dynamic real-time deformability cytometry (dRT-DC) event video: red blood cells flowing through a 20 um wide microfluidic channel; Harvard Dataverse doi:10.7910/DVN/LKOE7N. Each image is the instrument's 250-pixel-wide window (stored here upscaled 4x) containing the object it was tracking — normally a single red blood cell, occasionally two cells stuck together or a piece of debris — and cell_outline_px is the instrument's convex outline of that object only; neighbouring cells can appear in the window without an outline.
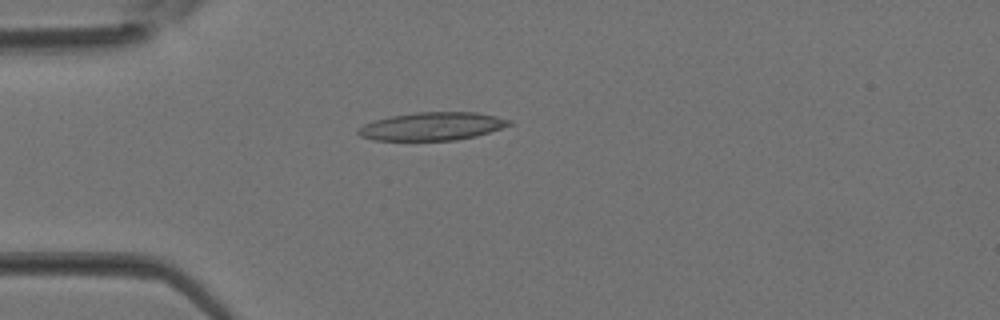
{"species": "Egyptian fruit bat (a non-hibernating species)", "species_latin": "Rousettus aegyptiacus", "temperature_condition": "room temperature", "stored_images_in_passage": 37, "camera_frame_rate_fps": 3000, "um_per_image_px": 0.085, "animal": {"sex": "female"}, "frame": {"image": 1, "passage_image": 10, "time_ms": 3.0, "image_size_px": [1000, 320], "cell_outline_px": [[512, 124], [476, 136], [456, 140], [372, 140], [360, 136], [356, 132], [356, 128], [372, 120], [388, 116], [416, 112], [476, 112], [496, 116], [512, 120]], "centroid_in_image_um": [36.67, 10.73], "position_along_channel_um": 48.3, "area_um2": 24.85}}
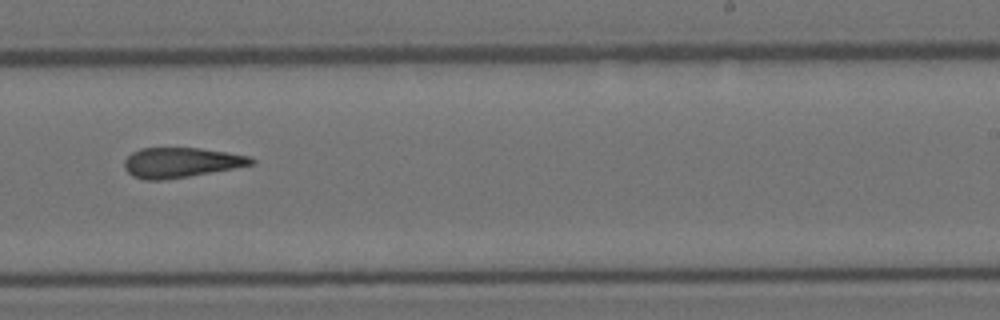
{"frame": {"image": 2, "passage_image": 23, "time_ms": 7.333, "image_size_px": [1000, 320], "cell_outline_px": [[256, 164], [188, 176], [160, 180], [144, 180], [132, 176], [124, 168], [124, 160], [132, 152], [140, 148], [200, 148], [228, 152], [252, 156], [256, 160]], "centroid_in_image_um": [15.4, 13.8], "position_along_channel_um": 273.6, "area_um2": 22.25}}
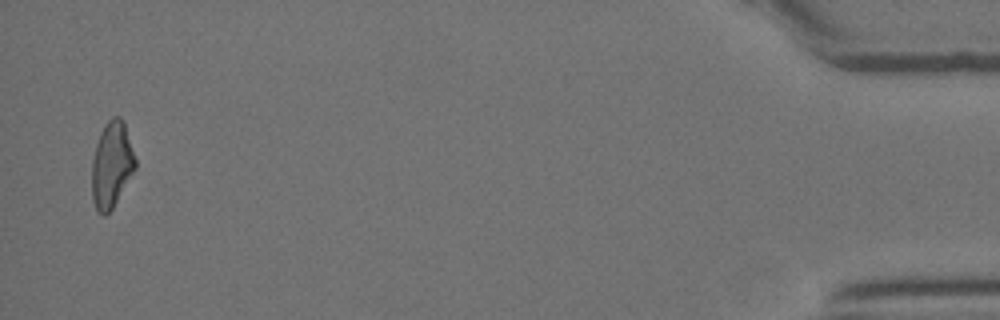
{"frame": {"image": 3, "passage_image": 36, "time_ms": 11.667, "image_size_px": [1000, 320], "cell_outline_px": [[136, 168], [112, 208], [104, 216], [96, 212], [92, 200], [92, 160], [96, 144], [100, 132], [104, 124], [112, 116], [120, 116], [124, 120], [136, 160]], "centroid_in_image_um": [9.48, 13.98], "position_along_channel_um": 425.7, "area_um2": 21.91}}